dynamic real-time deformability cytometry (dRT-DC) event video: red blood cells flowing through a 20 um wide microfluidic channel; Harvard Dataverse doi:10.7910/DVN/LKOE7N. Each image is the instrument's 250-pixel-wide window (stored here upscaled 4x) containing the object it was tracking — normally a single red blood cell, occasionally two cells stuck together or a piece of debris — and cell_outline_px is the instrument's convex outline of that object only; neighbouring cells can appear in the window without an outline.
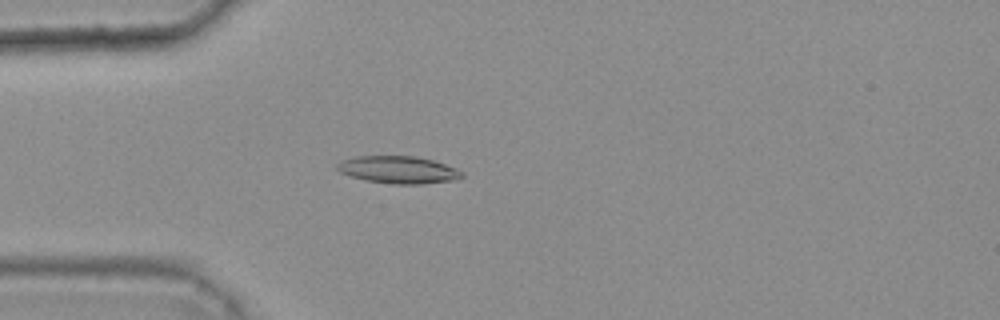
{"species": "common noctule bat (a hibernating species)", "species_latin": "Nyctalus noctula", "temperature_condition": "warm", "stored_images_in_passage": 44, "camera_frame_rate_fps": 3000, "um_per_image_px": 0.085, "animal": {"sex": "female", "body_mass_g": 25.1}, "frame": {"image": 1, "passage_image": 12, "time_ms": 3.667, "image_size_px": [1000, 320], "cell_outline_px": [[464, 176], [452, 180], [420, 184], [396, 184], [368, 180], [352, 176], [340, 172], [336, 168], [336, 164], [344, 160], [356, 156], [416, 156], [432, 160], [456, 168], [464, 172]], "centroid_in_image_um": [33.88, 14.42], "position_along_channel_um": 51.1, "area_um2": 19.59}}
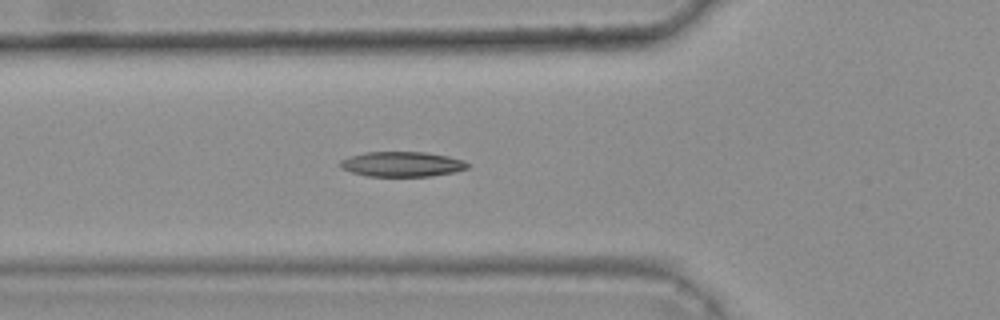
{"frame": {"image": 2, "passage_image": 16, "time_ms": 5.0, "image_size_px": [1000, 320], "cell_outline_px": [[468, 168], [456, 172], [432, 176], [368, 176], [352, 172], [340, 168], [340, 160], [348, 156], [368, 152], [424, 152], [448, 156], [464, 160], [468, 164]], "centroid_in_image_um": [34.17, 13.95], "position_along_channel_um": 91.6, "area_um2": 18.61}}
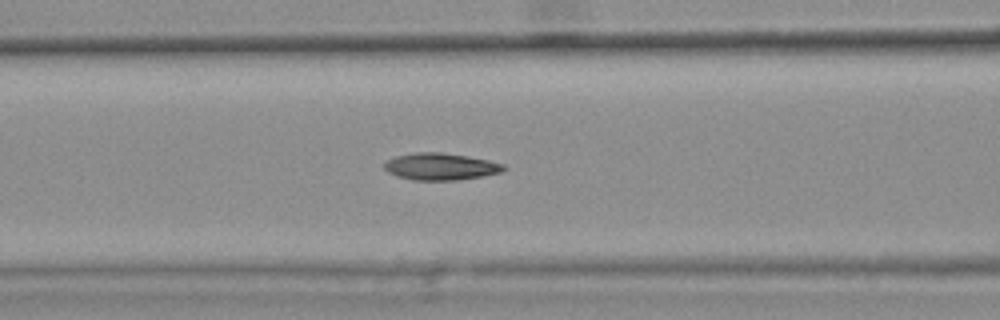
{"frame": {"image": 3, "passage_image": 19, "time_ms": 6.0, "image_size_px": [1000, 320], "cell_outline_px": [[504, 168], [500, 172], [480, 176], [456, 180], [412, 180], [396, 176], [388, 172], [384, 168], [384, 164], [388, 160], [396, 156], [416, 152], [440, 152], [468, 156], [488, 160], [504, 164]], "centroid_in_image_um": [37.41, 14.15], "position_along_channel_um": 129.2, "area_um2": 18.55}, "authors_computed_cell_mechanics": {"area_um2": 18.4671, "velocity_mm_per_s": 3.7134, "shape_relaxation_time_tau1_ms": 9.082, "shape_relaxation_time_tau2_ms": 3.3107, "deformation_change_tau1": 0.2322, "deformation_change_tau2": 0.1007}}